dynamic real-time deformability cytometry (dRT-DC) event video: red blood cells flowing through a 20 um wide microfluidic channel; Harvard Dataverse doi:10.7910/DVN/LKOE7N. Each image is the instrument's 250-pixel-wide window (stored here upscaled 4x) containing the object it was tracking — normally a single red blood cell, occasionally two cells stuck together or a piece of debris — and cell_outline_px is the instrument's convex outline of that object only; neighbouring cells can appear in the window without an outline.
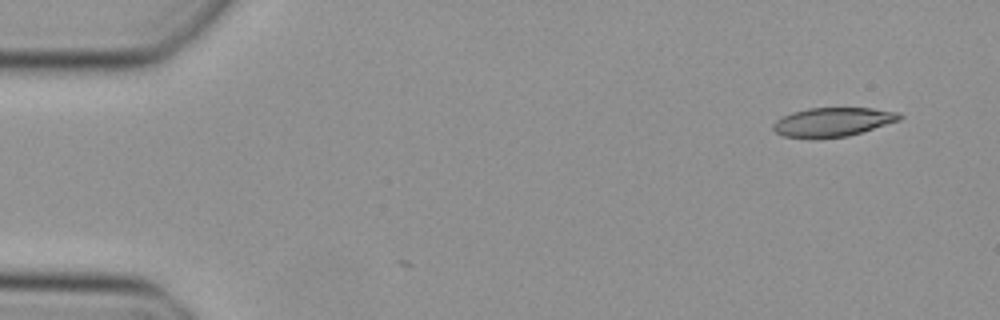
{"species": "Egyptian fruit bat (a non-hibernating species)", "species_latin": "Rousettus aegyptiacus", "temperature_condition": "cold", "stored_images_in_passage": 13, "camera_frame_rate_fps": 3000, "um_per_image_px": 0.085, "animal": {"sex": "female"}, "frame": {"image": 1, "passage_image": 1, "time_ms": 0.0, "image_size_px": [1000, 320], "cell_outline_px": [[904, 116], [900, 120], [848, 136], [808, 140], [784, 136], [776, 132], [772, 128], [772, 124], [776, 120], [792, 112], [808, 108], [872, 108], [900, 112]], "centroid_in_image_um": [70.77, 10.39], "position_along_channel_um": 14.2, "area_um2": 21.68}}
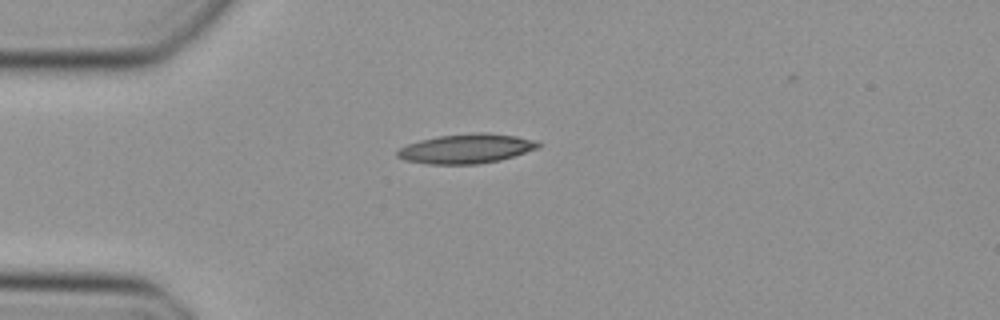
{"frame": {"image": 2, "passage_image": 10, "time_ms": 3.0, "image_size_px": [1000, 320], "cell_outline_px": [[540, 144], [536, 148], [500, 160], [480, 164], [428, 164], [404, 160], [396, 156], [396, 152], [400, 148], [408, 144], [420, 140], [436, 136], [476, 132], [488, 132], [516, 136], [536, 140]], "centroid_in_image_um": [39.6, 12.63], "position_along_channel_um": 45.4, "area_um2": 24.16}}